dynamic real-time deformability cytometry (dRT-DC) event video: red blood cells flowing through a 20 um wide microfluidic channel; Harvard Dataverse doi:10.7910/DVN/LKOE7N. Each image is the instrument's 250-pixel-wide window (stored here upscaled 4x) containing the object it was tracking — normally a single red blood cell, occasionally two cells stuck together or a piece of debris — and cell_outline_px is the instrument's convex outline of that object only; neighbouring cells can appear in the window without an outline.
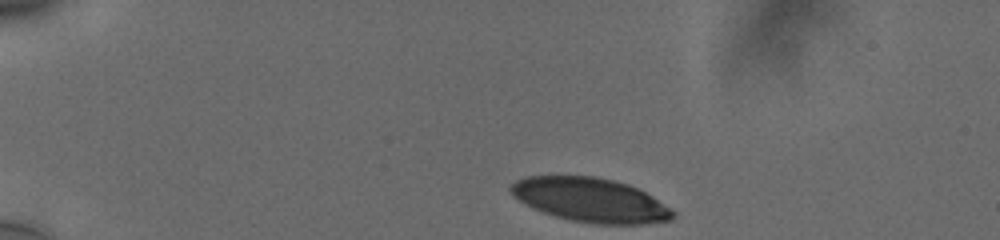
{"species": "human", "species_latin": "Homo sapiens", "temperature_condition": "cold", "stored_images_in_passage": 36, "camera_frame_rate_fps": 3000, "um_per_image_px": 0.085, "donor": {"sex": "male"}, "frame": {"image": 1, "passage_image": 1, "time_ms": 0.0, "image_size_px": [1000, 240], "cell_outline_px": [[676, 216], [672, 220], [644, 224], [596, 224], [572, 220], [556, 216], [532, 208], [524, 204], [508, 188], [516, 180], [528, 176], [596, 176], [628, 184], [652, 196], [676, 212]], "centroid_in_image_um": [50.22, 17.0], "position_along_channel_um": 34.8, "area_um2": 41.44}}
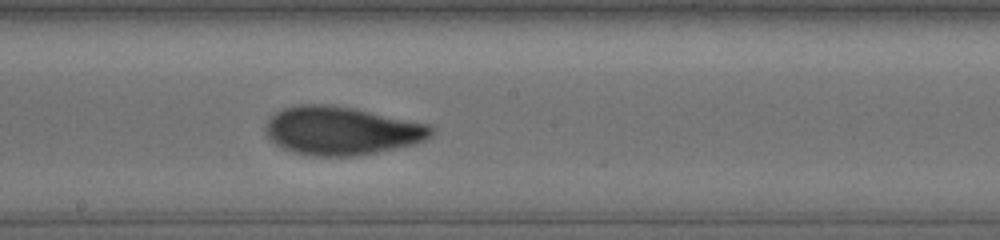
{"frame": {"image": 2, "passage_image": 21, "time_ms": 6.667, "image_size_px": [1000, 240], "cell_outline_px": [[436, 132], [432, 136], [416, 144], [380, 152], [356, 156], [312, 156], [292, 152], [276, 144], [264, 132], [264, 128], [268, 120], [276, 112], [284, 108], [300, 104], [324, 104], [352, 108], [428, 124], [436, 128]], "centroid_in_image_um": [29.06, 11.13], "position_along_channel_um": 219.1, "area_um2": 46.82}}
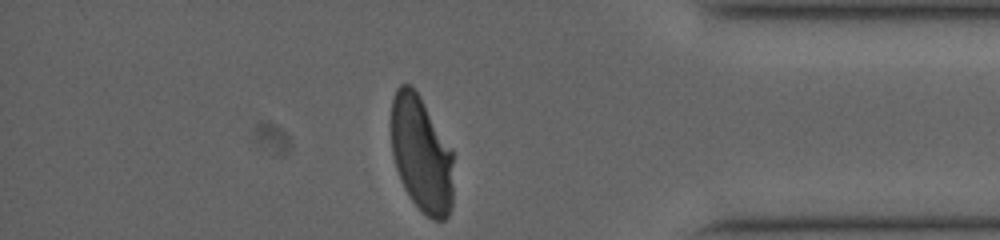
{"frame": {"image": 3, "passage_image": 36, "time_ms": 11.667, "image_size_px": [1000, 240], "cell_outline_px": [[452, 204], [448, 216], [444, 220], [432, 220], [412, 200], [404, 188], [400, 180], [396, 168], [392, 152], [392, 100], [396, 88], [400, 84], [408, 84], [420, 96], [452, 152]], "centroid_in_image_um": [35.8, 13.12], "position_along_channel_um": 399.4, "area_um2": 41.44}, "authors_computed_cell_mechanics": {"area_um2": 45.4019, "velocity_mm_per_s": 3.7532, "shape_relaxation_time_tau1_ms": 4.913, "shape_relaxation_time_tau2_ms": 1.1842, "deformation_change_tau1": 0.1886, "deformation_change_tau2": 0.0623}}